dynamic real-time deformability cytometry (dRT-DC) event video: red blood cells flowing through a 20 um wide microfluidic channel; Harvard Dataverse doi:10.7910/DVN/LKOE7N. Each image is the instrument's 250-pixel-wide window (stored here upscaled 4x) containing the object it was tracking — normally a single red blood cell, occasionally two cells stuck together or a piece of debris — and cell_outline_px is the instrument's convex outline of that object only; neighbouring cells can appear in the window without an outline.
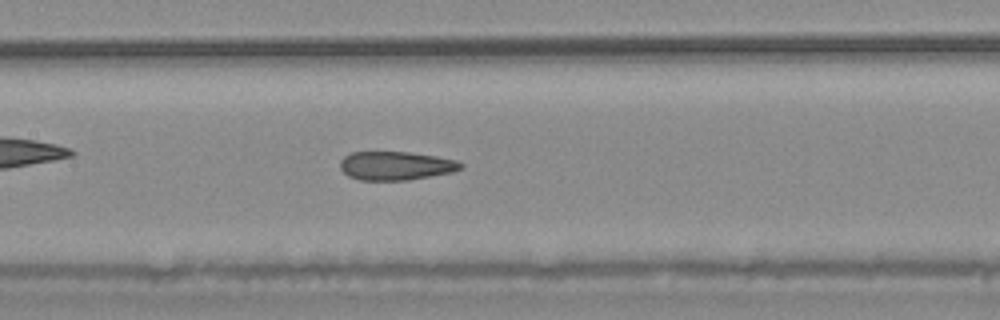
{"species": "common noctule bat (a hibernating species)", "species_latin": "Nyctalus noctula", "temperature_condition": "warm", "stored_images_in_passage": 40, "camera_frame_rate_fps": 3000, "um_per_image_px": 0.085, "animal": {"sex": "male", "body_mass_g": 20.4}, "frame": {"image": 1, "passage_image": 12, "time_ms": 3.667, "image_size_px": [1000, 320], "cell_outline_px": [[464, 164], [460, 168], [452, 172], [408, 180], [360, 180], [348, 176], [340, 168], [340, 160], [344, 156], [352, 152], [408, 152], [436, 156], [456, 160]], "centroid_in_image_um": [33.62, 14.08], "position_along_channel_um": 173.8, "area_um2": 20.06}, "authors_computed_cell_mechanics": {"area_um2": 20.8947, "velocity_mm_per_s": 3.7591, "shape_relaxation_time_tau1_ms": null, "shape_relaxation_time_tau2_ms": 2.25, "deformation_change_tau1": null, "deformation_change_tau2": 0.0886}}